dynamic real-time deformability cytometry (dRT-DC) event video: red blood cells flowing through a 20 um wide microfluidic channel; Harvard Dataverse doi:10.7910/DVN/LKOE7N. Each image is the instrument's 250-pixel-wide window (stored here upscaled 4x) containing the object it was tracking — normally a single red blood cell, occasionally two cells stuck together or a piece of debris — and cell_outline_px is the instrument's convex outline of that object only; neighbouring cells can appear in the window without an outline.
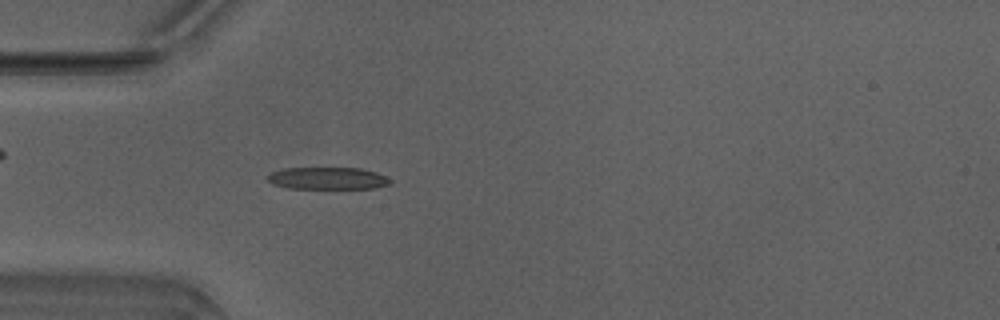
{"species": "Egyptian fruit bat (a non-hibernating species)", "species_latin": "Rousettus aegyptiacus", "temperature_condition": "warm", "stored_images_in_passage": 43, "camera_frame_rate_fps": 3000, "um_per_image_px": 0.085, "animal": {"sex": "male"}, "frame": {"image": 1, "passage_image": 9, "time_ms": 2.667, "image_size_px": [1000, 320], "cell_outline_px": [[392, 180], [388, 184], [372, 188], [288, 188], [272, 184], [264, 176], [272, 172], [284, 168], [360, 168], [376, 172]], "centroid_in_image_um": [27.79, 15.15], "position_along_channel_um": 57.2, "area_um2": 15.72}}
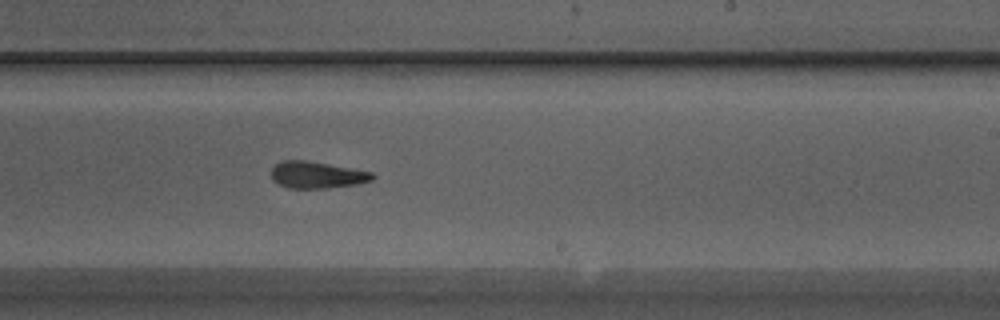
{"frame": {"image": 2, "passage_image": 24, "time_ms": 7.667, "image_size_px": [1000, 320], "cell_outline_px": [[376, 176], [372, 180], [356, 184], [328, 188], [288, 188], [272, 180], [272, 168], [276, 164], [284, 160], [304, 160], [328, 164], [372, 172]], "centroid_in_image_um": [26.94, 14.87], "position_along_channel_um": 262.1, "area_um2": 15.61}}
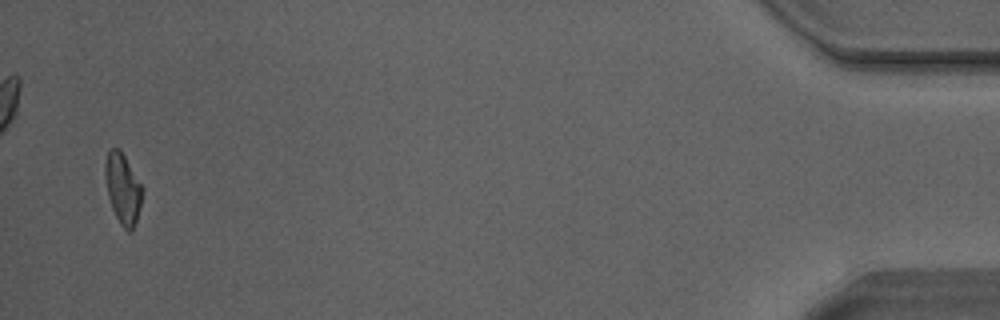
{"frame": {"image": 3, "passage_image": 42, "time_ms": 13.667, "image_size_px": [1000, 320], "cell_outline_px": [[144, 188], [136, 220], [132, 232], [128, 232], [120, 224], [112, 208], [108, 196], [104, 172], [104, 164], [108, 148], [120, 148]], "centroid_in_image_um": [10.43, 15.99], "position_along_channel_um": 424.8, "area_um2": 15.37}, "authors_computed_cell_mechanics": {"area_um2": 15.895, "velocity_mm_per_s": 4.1921, "shape_relaxation_time_tau1_ms": 8.4744, "shape_relaxation_time_tau2_ms": 1.674, "deformation_change_tau1": 0.2582, "deformation_change_tau2": 0.1162}}